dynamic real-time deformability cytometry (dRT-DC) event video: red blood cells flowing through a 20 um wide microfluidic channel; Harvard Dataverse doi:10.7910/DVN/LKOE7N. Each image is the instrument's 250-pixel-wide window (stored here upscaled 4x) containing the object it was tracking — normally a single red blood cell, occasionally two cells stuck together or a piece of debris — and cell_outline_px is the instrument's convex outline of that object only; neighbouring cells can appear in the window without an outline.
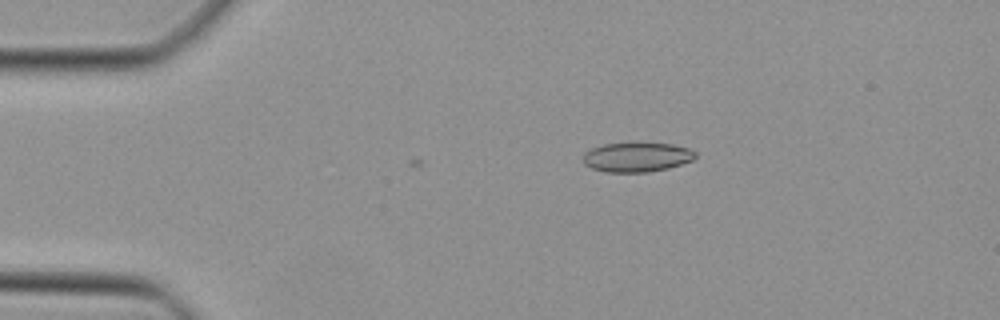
{"species": "Egyptian fruit bat (a non-hibernating species)", "species_latin": "Rousettus aegyptiacus", "temperature_condition": "cold", "stored_images_in_passage": 2, "camera_frame_rate_fps": 3000, "um_per_image_px": 0.085, "animal": {"sex": "female"}, "frame": {"image": 1, "passage_image": 2, "time_ms": 0.333, "image_size_px": [1000, 320], "cell_outline_px": [[696, 156], [692, 160], [668, 168], [648, 172], [608, 172], [592, 168], [584, 164], [584, 152], [592, 148], [604, 144], [672, 144], [688, 148], [696, 152]], "centroid_in_image_um": [54.13, 13.37], "position_along_channel_um": 30.9, "area_um2": 18.9}}